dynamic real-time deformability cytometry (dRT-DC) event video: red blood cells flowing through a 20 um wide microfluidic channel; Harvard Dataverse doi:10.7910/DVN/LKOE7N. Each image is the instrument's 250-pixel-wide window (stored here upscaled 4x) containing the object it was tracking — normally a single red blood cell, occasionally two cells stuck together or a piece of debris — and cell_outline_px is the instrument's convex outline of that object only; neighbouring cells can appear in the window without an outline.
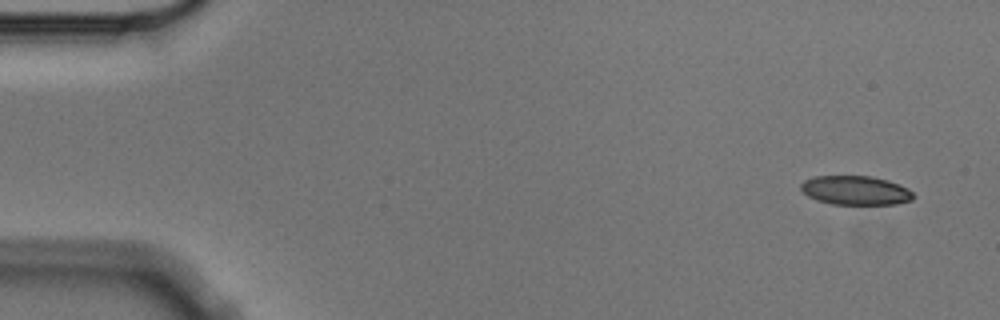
{"species": "Egyptian fruit bat (a non-hibernating species)", "species_latin": "Rousettus aegyptiacus", "temperature_condition": "cold", "stored_images_in_passage": 8, "camera_frame_rate_fps": 3000, "um_per_image_px": 0.085, "animal": {"sex": "male"}, "frame": {"image": 1, "passage_image": 1, "time_ms": 0.0, "image_size_px": [1000, 320], "cell_outline_px": [[912, 200], [896, 204], [832, 204], [816, 200], [808, 196], [800, 188], [800, 184], [804, 180], [816, 176], [872, 176], [888, 180], [900, 184], [908, 188], [912, 192]], "centroid_in_image_um": [72.71, 16.18], "position_along_channel_um": 12.3, "area_um2": 19.07}}
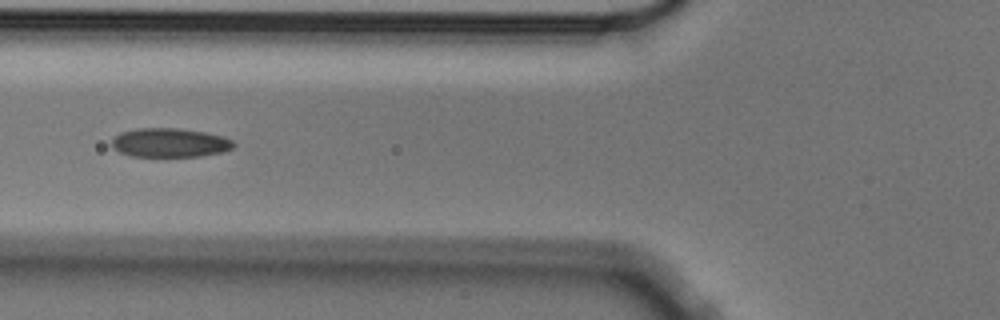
{"frame": {"image": 2, "passage_image": 6, "time_ms": 1.667, "image_size_px": [1000, 320], "cell_outline_px": [[236, 144], [232, 148], [224, 152], [200, 156], [132, 156], [120, 152], [112, 148], [112, 136], [120, 132], [136, 128], [176, 128], [204, 132], [224, 136], [232, 140]], "centroid_in_image_um": [14.42, 12.12], "position_along_channel_um": 111.4, "area_um2": 20.75}}
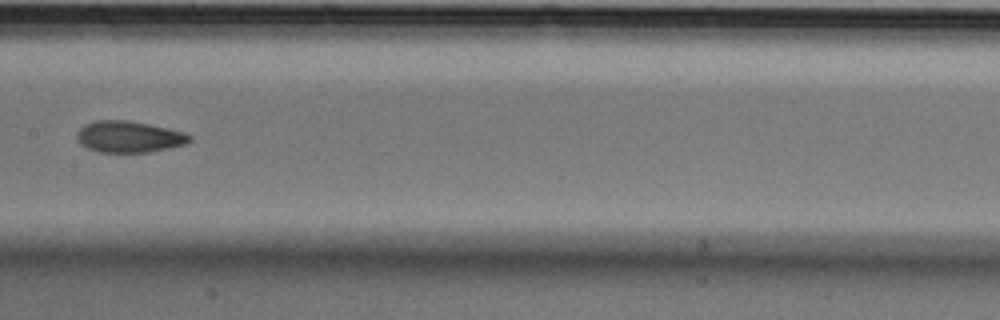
{"frame": {"image": 3, "passage_image": 8, "time_ms": 2.333, "image_size_px": [1000, 320], "cell_outline_px": [[192, 140], [188, 144], [148, 152], [100, 152], [88, 148], [80, 144], [76, 136], [76, 132], [84, 124], [96, 120], [128, 120], [168, 128], [184, 132], [192, 136]], "centroid_in_image_um": [10.97, 11.62], "position_along_channel_um": 196.4, "area_um2": 20.75}}